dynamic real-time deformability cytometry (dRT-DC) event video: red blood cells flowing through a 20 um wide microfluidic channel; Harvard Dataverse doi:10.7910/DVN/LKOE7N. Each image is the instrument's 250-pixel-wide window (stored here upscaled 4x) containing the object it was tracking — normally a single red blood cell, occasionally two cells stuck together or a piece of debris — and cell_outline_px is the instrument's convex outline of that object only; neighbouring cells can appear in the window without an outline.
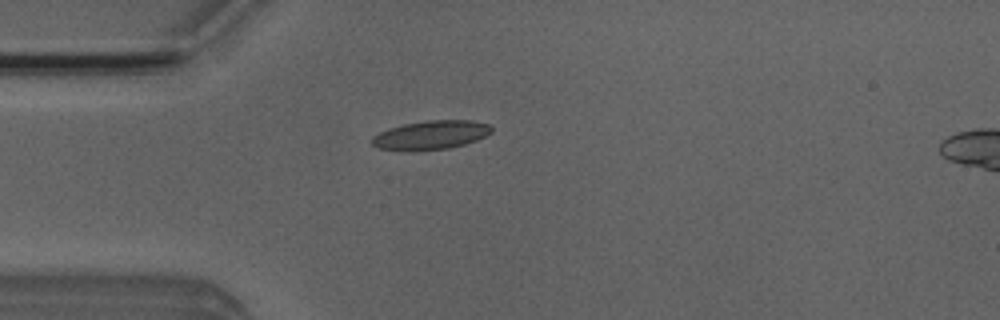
{"species": "Egyptian fruit bat (a non-hibernating species)", "species_latin": "Rousettus aegyptiacus", "temperature_condition": "room temperature", "stored_images_in_passage": 2, "camera_frame_rate_fps": 3000, "um_per_image_px": 0.085, "animal": {"sex": "male"}, "frame": {"image": 1, "passage_image": 1, "time_ms": 0.0, "image_size_px": [1000, 320], "cell_outline_px": [[492, 132], [476, 140], [464, 144], [448, 148], [416, 152], [380, 148], [372, 144], [372, 136], [388, 128], [404, 124], [428, 120], [472, 120], [488, 124], [492, 128]], "centroid_in_image_um": [36.61, 11.48], "position_along_channel_um": 48.4, "area_um2": 20.17}}